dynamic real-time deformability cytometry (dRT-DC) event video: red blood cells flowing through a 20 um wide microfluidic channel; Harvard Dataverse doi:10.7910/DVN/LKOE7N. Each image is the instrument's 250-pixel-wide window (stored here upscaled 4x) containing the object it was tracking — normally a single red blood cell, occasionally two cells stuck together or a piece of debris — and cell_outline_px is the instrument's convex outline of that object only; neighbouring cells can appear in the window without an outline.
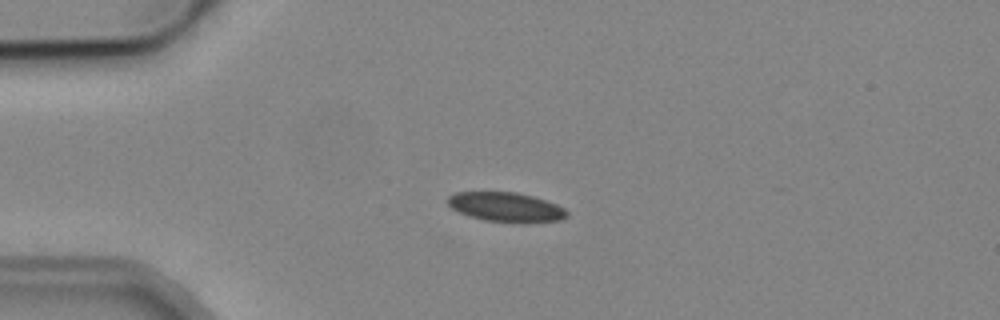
{"species": "common noctule bat (a hibernating species)", "species_latin": "Nyctalus noctula", "temperature_condition": "cold", "stored_images_in_passage": 9, "camera_frame_rate_fps": 3000, "um_per_image_px": 0.085, "animal": {"sex": "male", "body_mass_g": 19.2, "forearm_length_mm": 51.8}, "frame": {"image": 1, "passage_image": 4, "time_ms": 3.333, "image_size_px": [1000, 320], "cell_outline_px": [[568, 216], [560, 220], [484, 220], [468, 216], [452, 208], [448, 204], [448, 196], [456, 192], [516, 192], [532, 196], [556, 204], [564, 208], [568, 212]], "centroid_in_image_um": [42.95, 17.55], "position_along_channel_um": 42.0, "area_um2": 19.54}}
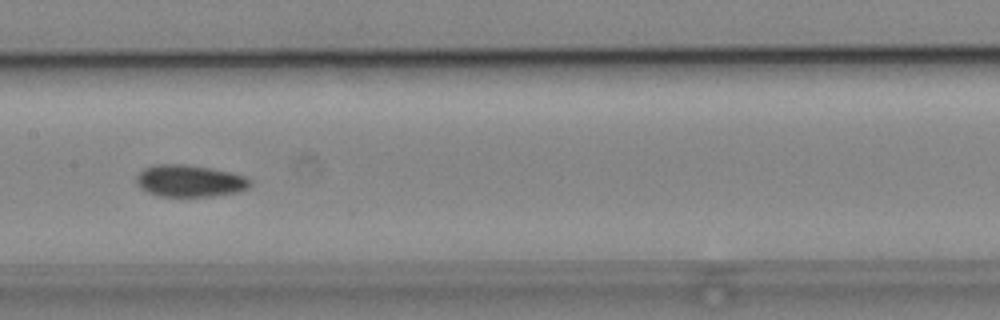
{"frame": {"image": 2, "passage_image": 8, "time_ms": 8.0, "image_size_px": [1000, 320], "cell_outline_px": [[252, 184], [248, 188], [236, 192], [212, 196], [160, 196], [148, 192], [140, 188], [136, 184], [136, 176], [144, 168], [152, 164], [184, 164], [212, 168], [244, 176], [252, 180]], "centroid_in_image_um": [16.1, 15.37], "position_along_channel_um": 191.3, "area_um2": 21.21}}
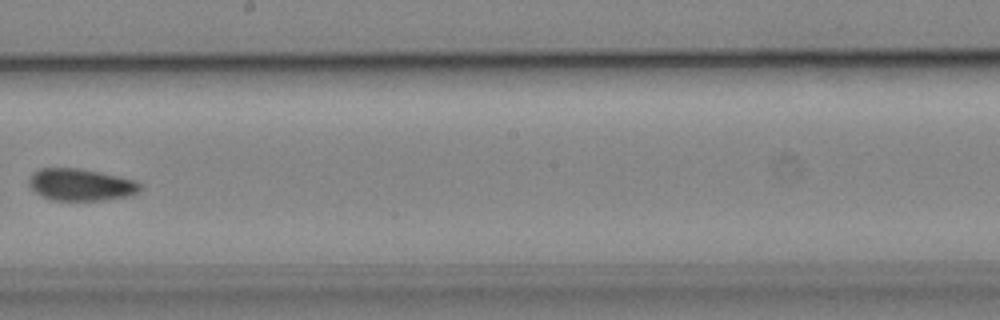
{"frame": {"image": 3, "passage_image": 9, "time_ms": 9.333, "image_size_px": [1000, 320], "cell_outline_px": [[140, 192], [132, 196], [100, 200], [52, 200], [40, 196], [28, 184], [28, 180], [32, 172], [40, 168], [80, 168], [100, 172], [136, 180], [140, 184]], "centroid_in_image_um": [6.87, 15.7], "position_along_channel_um": 241.3, "area_um2": 20.92}}